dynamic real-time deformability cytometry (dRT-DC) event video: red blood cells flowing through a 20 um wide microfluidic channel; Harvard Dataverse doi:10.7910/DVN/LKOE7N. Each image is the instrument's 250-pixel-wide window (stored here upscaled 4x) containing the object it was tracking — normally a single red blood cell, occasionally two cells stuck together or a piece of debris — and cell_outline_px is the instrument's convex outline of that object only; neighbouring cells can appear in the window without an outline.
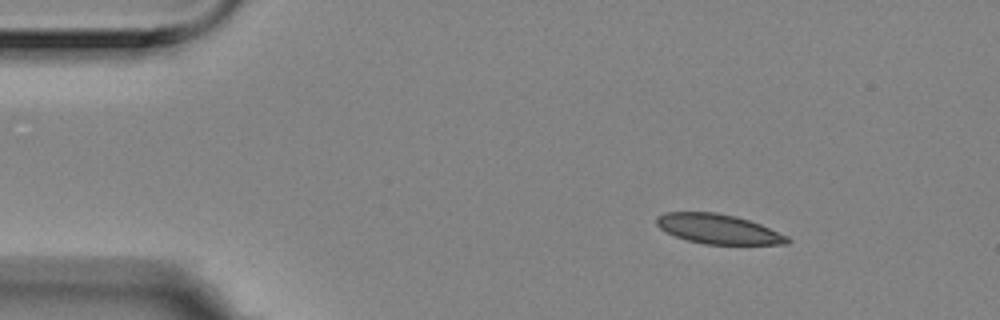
{"species": "Egyptian fruit bat (a non-hibernating species)", "species_latin": "Rousettus aegyptiacus", "temperature_condition": "room temperature", "stored_images_in_passage": 5, "camera_frame_rate_fps": 3000, "um_per_image_px": 0.085, "animal": {"sex": "female"}, "frame": {"image": 1, "passage_image": 2, "time_ms": 0.333, "image_size_px": [1000, 320], "cell_outline_px": [[792, 240], [788, 244], [704, 244], [688, 240], [676, 236], [660, 228], [656, 224], [656, 216], [668, 212], [716, 212], [736, 216], [760, 224], [788, 236]], "centroid_in_image_um": [61.07, 19.46], "position_along_channel_um": 23.9, "area_um2": 22.48}}